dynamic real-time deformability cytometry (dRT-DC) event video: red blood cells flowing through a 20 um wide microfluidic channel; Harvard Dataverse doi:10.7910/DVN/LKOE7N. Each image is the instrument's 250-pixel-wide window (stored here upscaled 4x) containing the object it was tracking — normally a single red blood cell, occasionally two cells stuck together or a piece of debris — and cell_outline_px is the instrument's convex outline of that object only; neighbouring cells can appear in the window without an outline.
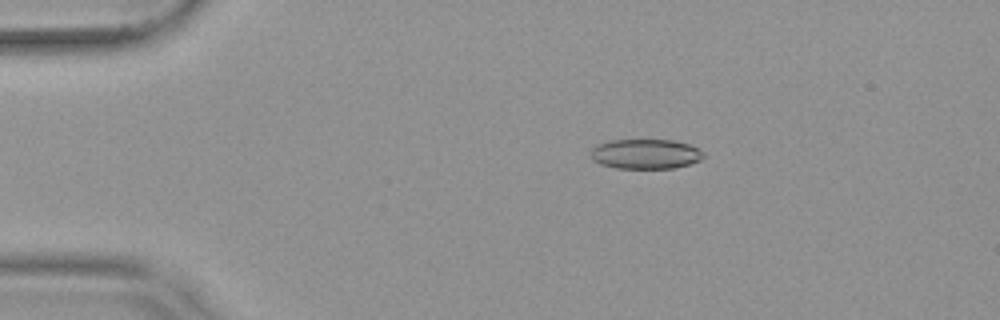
{"species": "common noctule bat (a hibernating species)", "species_latin": "Nyctalus noctula", "temperature_condition": "warm", "stored_images_in_passage": 51, "camera_frame_rate_fps": 3000, "um_per_image_px": 0.085, "animal": {"sex": "female", "body_mass_g": 19.9}, "frame": {"image": 1, "passage_image": 8, "time_ms": 2.333, "image_size_px": [1000, 320], "cell_outline_px": [[704, 156], [700, 160], [688, 164], [672, 168], [616, 168], [600, 164], [592, 160], [592, 148], [596, 144], [608, 140], [672, 140], [688, 144], [704, 152]], "centroid_in_image_um": [54.84, 13.08], "position_along_channel_um": 30.2, "area_um2": 19.54}}
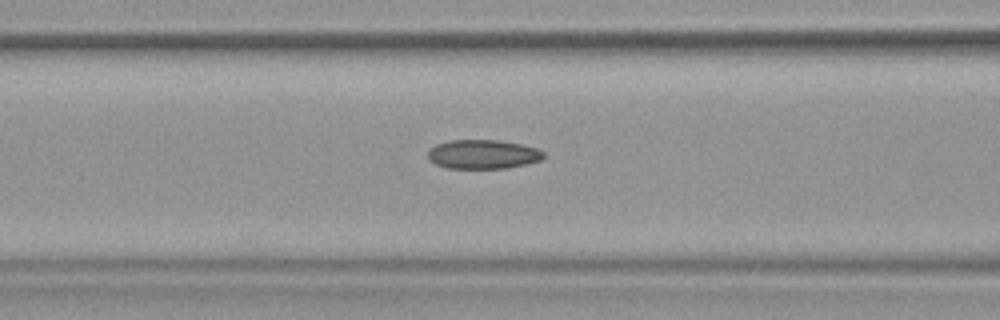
{"frame": {"image": 2, "passage_image": 20, "time_ms": 6.333, "image_size_px": [1000, 320], "cell_outline_px": [[544, 156], [540, 160], [508, 168], [448, 168], [436, 164], [428, 160], [428, 148], [436, 144], [448, 140], [500, 140], [524, 144], [536, 148], [544, 152]], "centroid_in_image_um": [41.02, 13.1], "position_along_channel_um": 125.6, "area_um2": 19.77}}
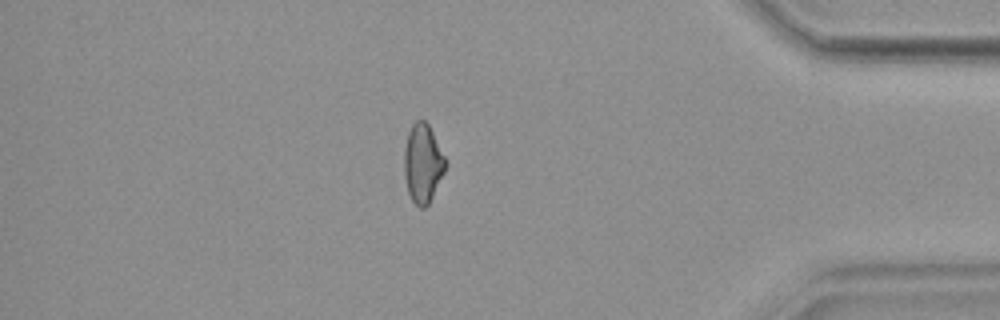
{"frame": {"image": 3, "passage_image": 44, "time_ms": 14.333, "image_size_px": [1000, 320], "cell_outline_px": [[448, 164], [428, 204], [424, 208], [420, 208], [412, 200], [408, 192], [404, 176], [404, 148], [408, 132], [412, 124], [416, 120], [424, 120], [428, 124], [448, 160]], "centroid_in_image_um": [35.94, 13.86], "position_along_channel_um": 399.3, "area_um2": 19.07}, "authors_computed_cell_mechanics": {"area_um2": 19.5942, "velocity_mm_per_s": 3.8308, "shape_relaxation_time_tau1_ms": null, "shape_relaxation_time_tau2_ms": 3.3067, "deformation_change_tau1": null, "deformation_change_tau2": 0.1057}}